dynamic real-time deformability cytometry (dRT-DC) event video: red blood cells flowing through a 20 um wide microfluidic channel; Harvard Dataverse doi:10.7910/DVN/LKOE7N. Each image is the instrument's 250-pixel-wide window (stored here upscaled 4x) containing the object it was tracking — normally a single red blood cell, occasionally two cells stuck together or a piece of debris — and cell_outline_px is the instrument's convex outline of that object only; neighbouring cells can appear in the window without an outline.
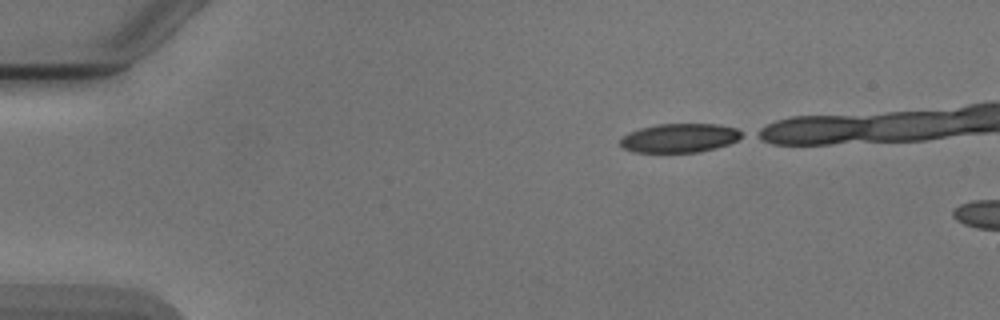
{"species": "Egyptian fruit bat (a non-hibernating species)", "species_latin": "Rousettus aegyptiacus", "temperature_condition": "cold", "stored_images_in_passage": 4, "camera_frame_rate_fps": 3000, "um_per_image_px": 0.085, "animal": {"sex": "male"}, "frame": {"image": 1, "passage_image": 1, "time_ms": 0.0, "image_size_px": [1000, 320], "cell_outline_px": [[744, 136], [728, 144], [696, 152], [636, 152], [624, 148], [620, 144], [620, 140], [628, 132], [640, 128], [656, 124], [716, 124], [736, 128], [744, 132]], "centroid_in_image_um": [57.77, 11.71], "position_along_channel_um": 27.2, "area_um2": 20.35}}